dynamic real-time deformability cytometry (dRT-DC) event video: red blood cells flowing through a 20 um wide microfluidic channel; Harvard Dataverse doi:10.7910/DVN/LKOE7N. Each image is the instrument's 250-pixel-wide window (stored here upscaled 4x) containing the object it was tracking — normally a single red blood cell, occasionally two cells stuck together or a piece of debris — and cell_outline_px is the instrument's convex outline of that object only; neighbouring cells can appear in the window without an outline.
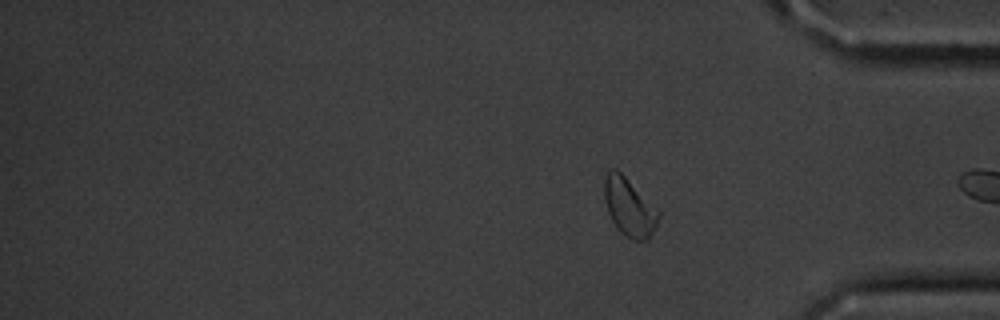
{"species": "common noctule bat (a hibernating species)", "species_latin": "Nyctalus noctula", "temperature_condition": "cold", "stored_images_in_passage": 15, "segment_of_instrument_passage": [2, 2], "camera_frame_rate_fps": 3000, "um_per_image_px": 0.085, "animal": {"sex": "male", "body_mass_g": 20.1, "forearm_length_mm": 53.5}, "frame": {"image": 1, "passage_image": 15, "time_ms": 18.333, "image_size_px": [1000, 320], "cell_outline_px": [[660, 216], [656, 228], [648, 240], [632, 240], [624, 236], [620, 232], [612, 220], [608, 212], [604, 196], [604, 176], [608, 168], [616, 168], [660, 212]], "centroid_in_image_um": [53.47, 17.62], "position_along_channel_um": 381.7, "area_um2": 18.32}}